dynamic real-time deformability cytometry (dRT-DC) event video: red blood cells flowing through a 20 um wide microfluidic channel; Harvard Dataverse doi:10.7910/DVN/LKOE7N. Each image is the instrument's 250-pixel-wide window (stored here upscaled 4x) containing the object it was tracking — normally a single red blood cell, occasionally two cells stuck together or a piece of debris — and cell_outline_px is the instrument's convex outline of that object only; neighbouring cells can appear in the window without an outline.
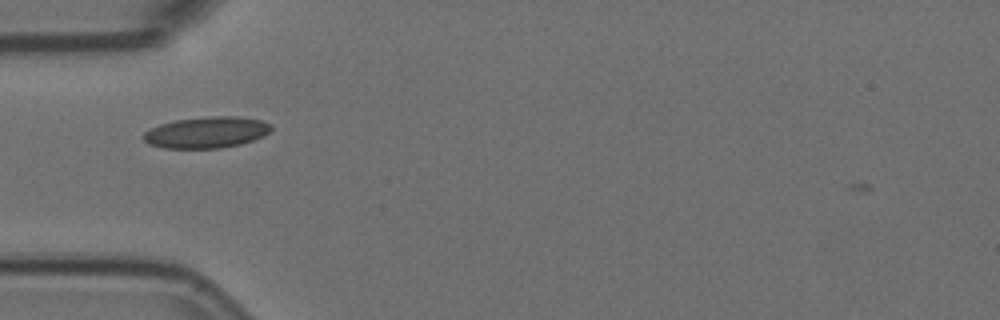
{"species": "Egyptian fruit bat (a non-hibernating species)", "species_latin": "Rousettus aegyptiacus", "temperature_condition": "room temperature", "stored_images_in_passage": 2, "camera_frame_rate_fps": 3000, "um_per_image_px": 0.085, "animal": {"sex": "female"}, "frame": {"image": 1, "passage_image": 1, "time_ms": 0.0, "image_size_px": [1000, 320], "cell_outline_px": [[272, 128], [264, 136], [240, 144], [220, 148], [164, 148], [148, 144], [144, 140], [144, 132], [160, 124], [176, 120], [212, 116], [236, 116], [260, 120], [272, 124]], "centroid_in_image_um": [17.56, 11.25], "position_along_channel_um": 67.4, "area_um2": 23.12}}
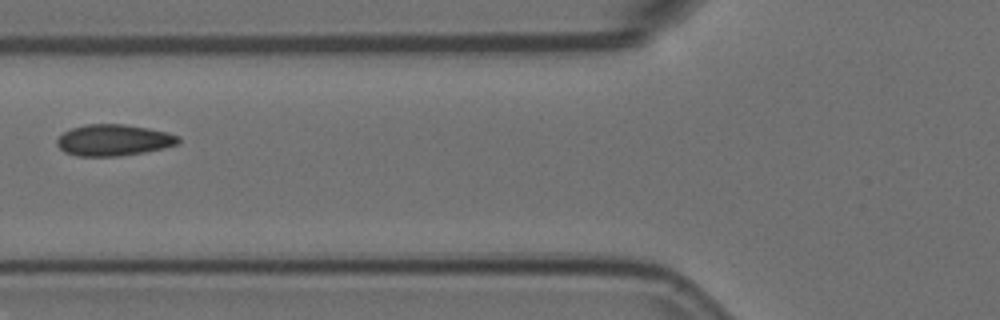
{"frame": {"image": 2, "passage_image": 2, "time_ms": 0.333, "image_size_px": [1000, 320], "cell_outline_px": [[180, 144], [164, 148], [144, 152], [120, 156], [76, 156], [64, 152], [56, 144], [56, 140], [64, 132], [72, 128], [84, 124], [124, 124], [148, 128], [168, 132], [180, 136]], "centroid_in_image_um": [9.68, 11.91], "position_along_channel_um": 116.1, "area_um2": 22.37}}